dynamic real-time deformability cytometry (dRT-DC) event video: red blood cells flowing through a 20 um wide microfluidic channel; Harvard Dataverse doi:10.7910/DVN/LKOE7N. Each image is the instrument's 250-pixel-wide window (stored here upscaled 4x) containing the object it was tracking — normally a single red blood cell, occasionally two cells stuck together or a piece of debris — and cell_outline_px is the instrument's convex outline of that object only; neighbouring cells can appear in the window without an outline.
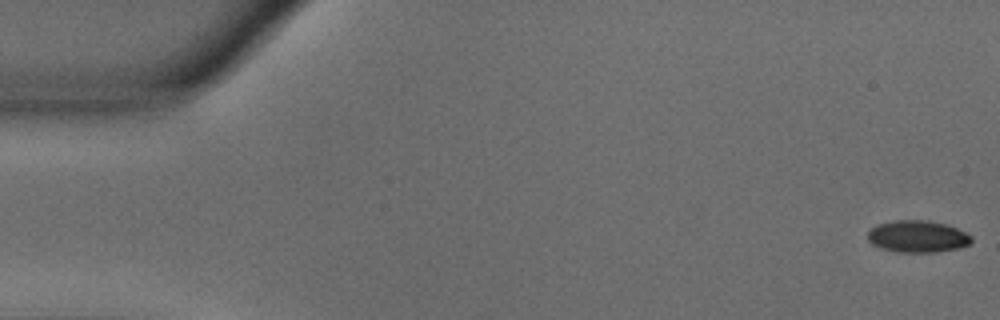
{"species": "common noctule bat (a hibernating species)", "species_latin": "Nyctalus noctula", "temperature_condition": "warm", "stored_images_in_passage": 55, "camera_frame_rate_fps": 3000, "um_per_image_px": 0.085, "animal": {"sex": "male", "body_mass_g": 18.8}, "frame": {"image": 1, "passage_image": 1, "time_ms": 0.0, "image_size_px": [1000, 320], "cell_outline_px": [[972, 240], [968, 244], [960, 248], [936, 252], [900, 252], [880, 248], [872, 244], [868, 240], [868, 232], [876, 224], [896, 220], [928, 220], [948, 224], [972, 236]], "centroid_in_image_um": [77.99, 20.09], "position_along_channel_um": 7.0, "area_um2": 19.36}}
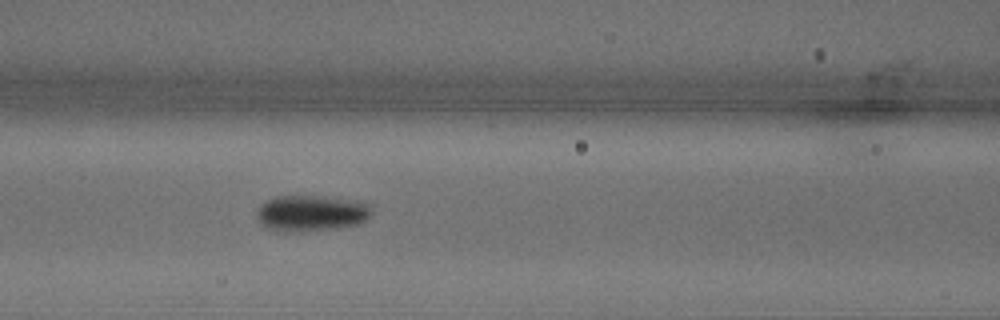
{"frame": {"image": 2, "passage_image": 23, "time_ms": 7.333, "image_size_px": [1000, 320], "cell_outline_px": [[372, 216], [368, 220], [356, 224], [336, 228], [288, 232], [268, 228], [260, 224], [256, 212], [260, 204], [276, 196], [316, 196], [356, 200], [372, 204]], "centroid_in_image_um": [26.49, 18.11], "position_along_channel_um": 140.1, "area_um2": 24.22}}
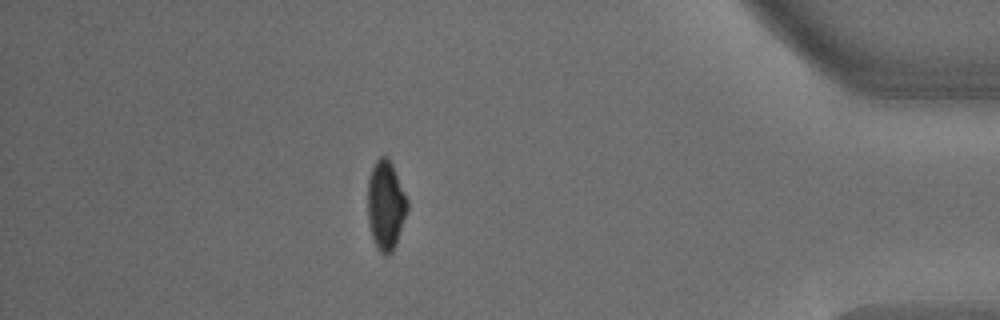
{"frame": {"image": 3, "passage_image": 48, "time_ms": 15.667, "image_size_px": [1000, 320], "cell_outline_px": [[408, 208], [392, 252], [384, 256], [380, 252], [372, 236], [368, 220], [368, 180], [372, 168], [376, 160], [380, 156], [388, 156], [392, 164], [408, 200]], "centroid_in_image_um": [32.78, 17.41], "position_along_channel_um": 402.4, "area_um2": 20.29}, "authors_computed_cell_mechanics": {"area_um2": 21.2126, "velocity_mm_per_s": 3.6735, "shape_relaxation_time_tau1_ms": 5.0851, "shape_relaxation_time_tau2_ms": null, "deformation_change_tau1": 0.1608, "deformation_change_tau2": null}}